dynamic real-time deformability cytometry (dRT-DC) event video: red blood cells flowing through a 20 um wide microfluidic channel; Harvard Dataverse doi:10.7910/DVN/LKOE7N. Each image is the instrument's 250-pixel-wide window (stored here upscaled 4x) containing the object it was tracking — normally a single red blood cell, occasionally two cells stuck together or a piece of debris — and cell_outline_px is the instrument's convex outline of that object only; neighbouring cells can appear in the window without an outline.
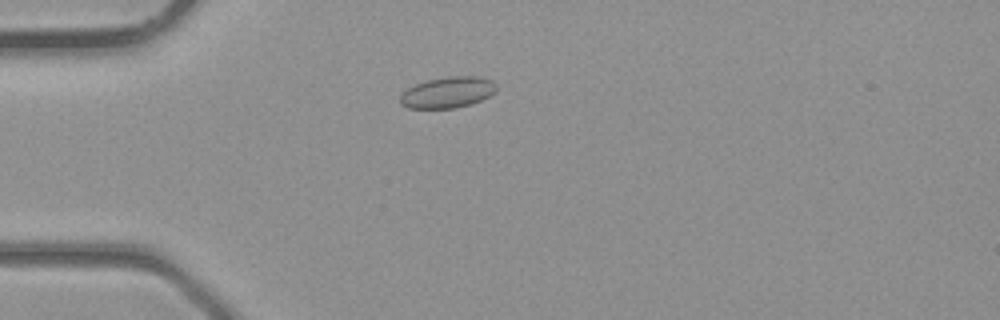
{"species": "common noctule bat (a hibernating species)", "species_latin": "Nyctalus noctula", "temperature_condition": "room temperature", "stored_images_in_passage": 29, "camera_frame_rate_fps": 3000, "um_per_image_px": 0.085, "animal": {"sex": "male", "body_mass_g": 23.1, "forearm_length_mm": 52.7}, "frame": {"image": 1, "passage_image": 1, "time_ms": 0.0, "image_size_px": [1000, 320], "cell_outline_px": [[496, 92], [472, 104], [456, 108], [408, 108], [400, 104], [400, 96], [408, 88], [416, 84], [428, 80], [448, 76], [480, 76], [492, 80], [496, 84]], "centroid_in_image_um": [38.08, 7.85], "position_along_channel_um": 46.9, "area_um2": 17.46}}
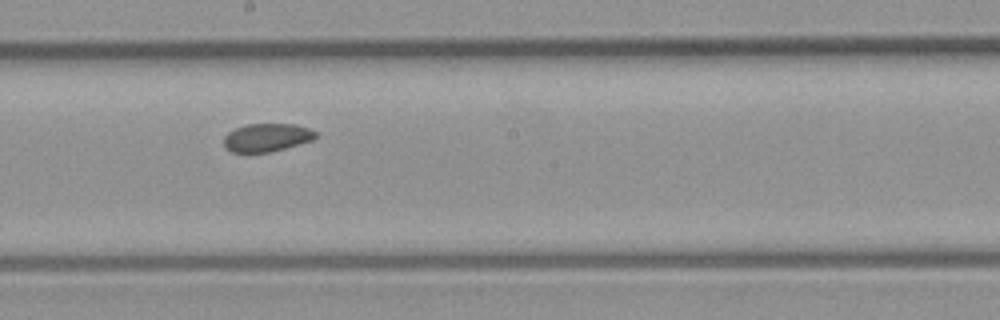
{"frame": {"image": 2, "passage_image": 12, "time_ms": 3.667, "image_size_px": [1000, 320], "cell_outline_px": [[316, 136], [312, 140], [284, 148], [268, 152], [232, 152], [224, 148], [224, 136], [228, 132], [236, 128], [248, 124], [296, 124], [308, 128], [316, 132]], "centroid_in_image_um": [22.65, 11.68], "position_along_channel_um": 225.6, "area_um2": 14.91}}
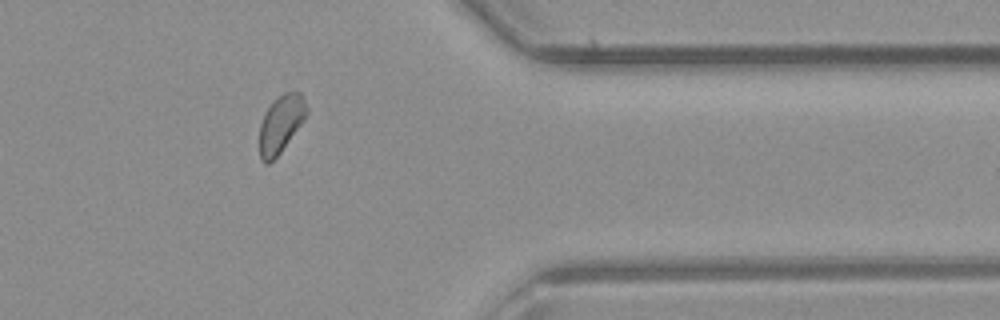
{"frame": {"image": 3, "passage_image": 22, "time_ms": 7.0, "image_size_px": [1000, 320], "cell_outline_px": [[308, 112], [304, 120], [280, 152], [268, 164], [264, 164], [260, 160], [260, 124], [272, 100], [276, 96], [284, 92], [300, 92], [304, 96], [308, 108]], "centroid_in_image_um": [23.89, 10.5], "position_along_channel_um": 387.5, "area_um2": 15.78}}